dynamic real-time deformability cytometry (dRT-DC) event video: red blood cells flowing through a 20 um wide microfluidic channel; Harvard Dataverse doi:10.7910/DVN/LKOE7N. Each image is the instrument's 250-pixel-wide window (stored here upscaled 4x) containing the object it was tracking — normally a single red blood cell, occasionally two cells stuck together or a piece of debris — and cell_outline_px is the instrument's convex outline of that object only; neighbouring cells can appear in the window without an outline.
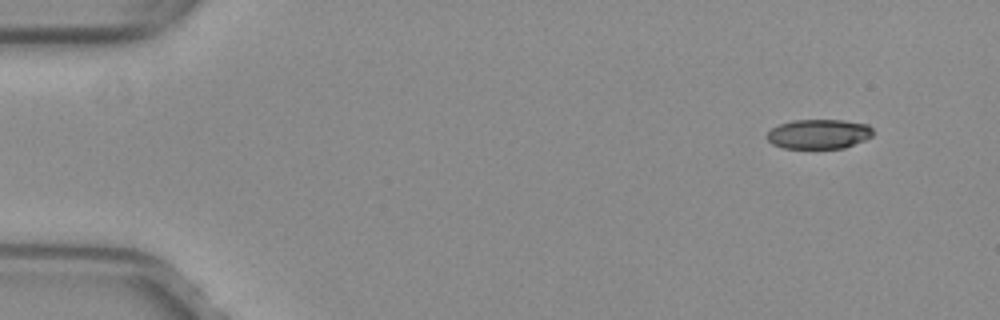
{"species": "common noctule bat (a hibernating species)", "species_latin": "Nyctalus noctula", "temperature_condition": "warm", "stored_images_in_passage": 8, "camera_frame_rate_fps": 3000, "um_per_image_px": 0.085, "animal": {"sex": "female", "body_mass_g": 29.2, "forearm_length_mm": 56.3}, "frame": {"image": 1, "passage_image": 1, "time_ms": 0.0, "image_size_px": [1000, 320], "cell_outline_px": [[872, 136], [864, 140], [844, 148], [784, 148], [772, 144], [768, 140], [768, 132], [772, 128], [780, 124], [792, 120], [844, 120], [868, 124], [872, 128]], "centroid_in_image_um": [69.61, 11.39], "position_along_channel_um": 15.4, "area_um2": 18.21}}